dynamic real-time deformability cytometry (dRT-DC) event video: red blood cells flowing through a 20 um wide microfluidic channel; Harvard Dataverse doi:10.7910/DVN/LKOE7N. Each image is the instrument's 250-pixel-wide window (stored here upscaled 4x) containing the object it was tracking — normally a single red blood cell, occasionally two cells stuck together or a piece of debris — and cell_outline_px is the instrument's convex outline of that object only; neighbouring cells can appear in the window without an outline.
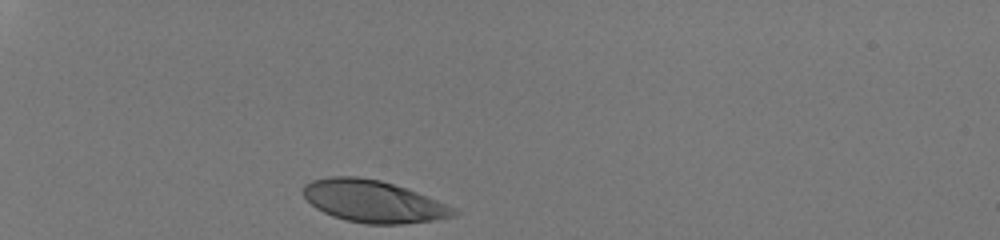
{"species": "human", "species_latin": "Homo sapiens", "temperature_condition": "room temperature", "stored_images_in_passage": 29, "camera_frame_rate_fps": 3000, "um_per_image_px": 0.085, "donor": {"sex": "male"}, "frame": {"image": 1, "passage_image": 1, "time_ms": 0.0, "image_size_px": [1000, 240], "cell_outline_px": [[460, 212], [452, 216], [432, 220], [404, 224], [368, 224], [348, 220], [332, 216], [316, 208], [304, 196], [304, 184], [312, 180], [332, 176], [356, 176], [380, 180], [416, 192], [448, 204], [456, 208]], "centroid_in_image_um": [31.74, 17.11], "position_along_channel_um": 53.3, "area_um2": 36.59}}
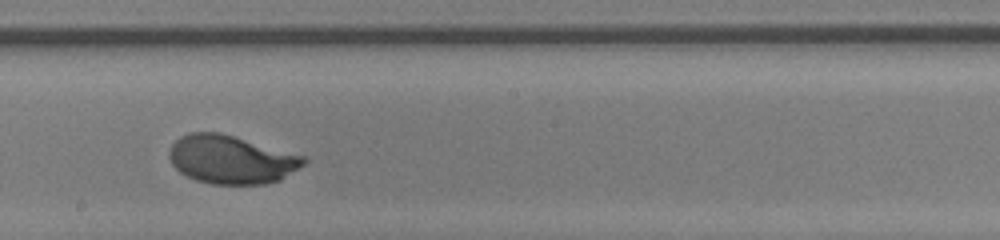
{"frame": {"image": 2, "passage_image": 17, "time_ms": 5.333, "image_size_px": [1000, 240], "cell_outline_px": [[308, 160], [304, 164], [280, 180], [264, 184], [212, 184], [196, 180], [180, 172], [172, 164], [168, 156], [168, 152], [172, 144], [180, 136], [188, 132], [220, 132], [308, 156]], "centroid_in_image_um": [19.67, 13.54], "position_along_channel_um": 228.5, "area_um2": 38.21}}
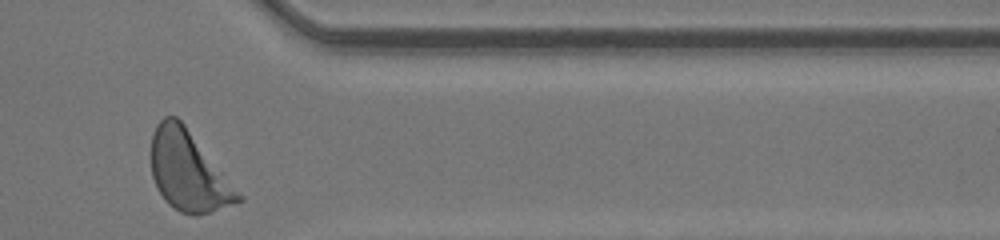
{"frame": {"image": 3, "passage_image": 29, "time_ms": 9.333, "image_size_px": [1000, 240], "cell_outline_px": [[244, 200], [196, 216], [180, 212], [172, 208], [164, 200], [152, 176], [152, 132], [156, 124], [164, 116], [176, 116], [184, 124], [244, 196]], "centroid_in_image_um": [16.01, 14.56], "position_along_channel_um": 395.4, "area_um2": 40.11}, "authors_computed_cell_mechanics": {"area_um2": 37.6856, "velocity_mm_per_s": 4.2396, "shape_relaxation_time_tau1_ms": 1.947, "shape_relaxation_time_tau2_ms": null, "deformation_change_tau1": 0.1593, "deformation_change_tau2": null}}